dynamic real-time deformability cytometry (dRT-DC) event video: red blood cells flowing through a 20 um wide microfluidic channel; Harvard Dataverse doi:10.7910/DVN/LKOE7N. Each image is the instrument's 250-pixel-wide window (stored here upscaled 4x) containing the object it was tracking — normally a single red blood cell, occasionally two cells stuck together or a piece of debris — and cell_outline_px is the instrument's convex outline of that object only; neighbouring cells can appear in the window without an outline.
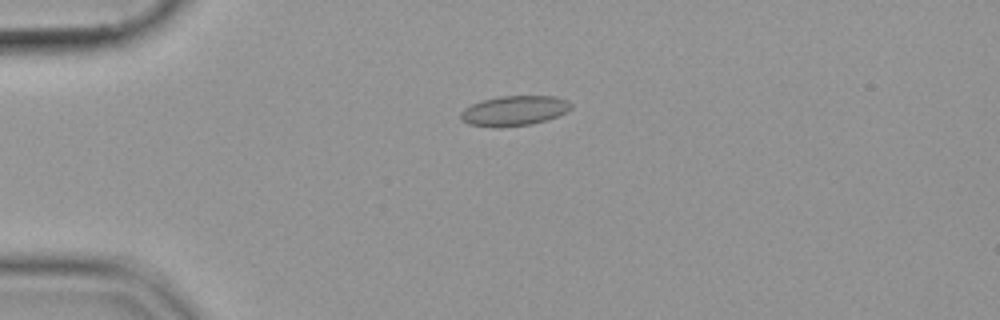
{"species": "common noctule bat (a hibernating species)", "species_latin": "Nyctalus noctula", "temperature_condition": "cold", "stored_images_in_passage": 43, "camera_frame_rate_fps": 3000, "um_per_image_px": 0.085, "animal": {"sex": "female", "body_mass_g": 19.9}, "frame": {"image": 1, "passage_image": 2, "time_ms": 0.333, "image_size_px": [1000, 320], "cell_outline_px": [[572, 108], [548, 120], [532, 124], [500, 128], [496, 128], [468, 124], [460, 120], [460, 112], [464, 108], [480, 100], [500, 96], [556, 96], [568, 100], [572, 104]], "centroid_in_image_um": [43.68, 9.42], "position_along_channel_um": 41.3, "area_um2": 19.59}}
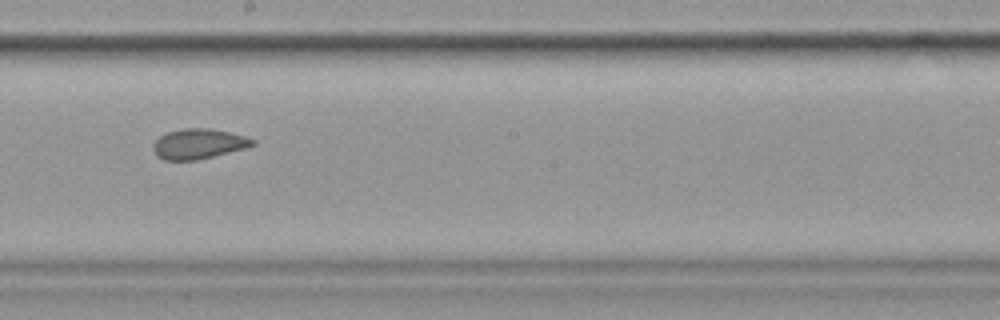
{"frame": {"image": 2, "passage_image": 20, "time_ms": 6.333, "image_size_px": [1000, 320], "cell_outline_px": [[256, 144], [248, 148], [196, 160], [164, 160], [156, 156], [152, 148], [152, 144], [160, 136], [168, 132], [184, 128], [208, 128], [228, 132], [244, 136], [256, 140]], "centroid_in_image_um": [16.88, 12.23], "position_along_channel_um": 231.3, "area_um2": 17.51}}
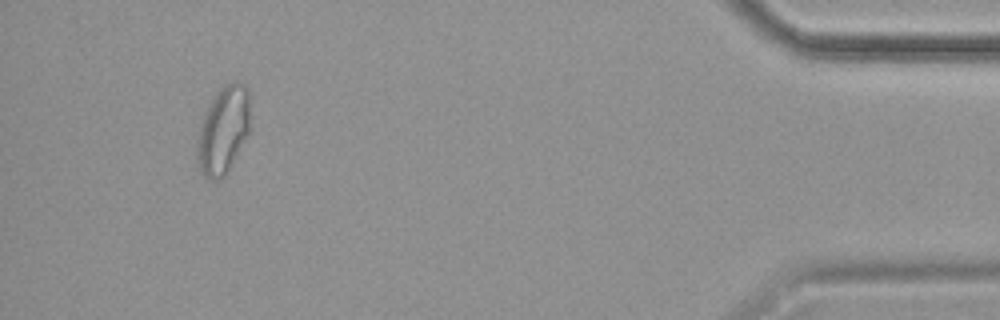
{"frame": {"image": 3, "passage_image": 40, "time_ms": 13.0, "image_size_px": [1000, 320], "cell_outline_px": [[248, 132], [228, 172], [220, 180], [208, 180], [200, 172], [196, 156], [196, 152], [200, 124], [208, 104], [216, 92], [224, 84], [232, 80], [236, 80], [244, 84], [248, 88]], "centroid_in_image_um": [18.94, 11.06], "position_along_channel_um": 416.3, "area_um2": 27.05}}